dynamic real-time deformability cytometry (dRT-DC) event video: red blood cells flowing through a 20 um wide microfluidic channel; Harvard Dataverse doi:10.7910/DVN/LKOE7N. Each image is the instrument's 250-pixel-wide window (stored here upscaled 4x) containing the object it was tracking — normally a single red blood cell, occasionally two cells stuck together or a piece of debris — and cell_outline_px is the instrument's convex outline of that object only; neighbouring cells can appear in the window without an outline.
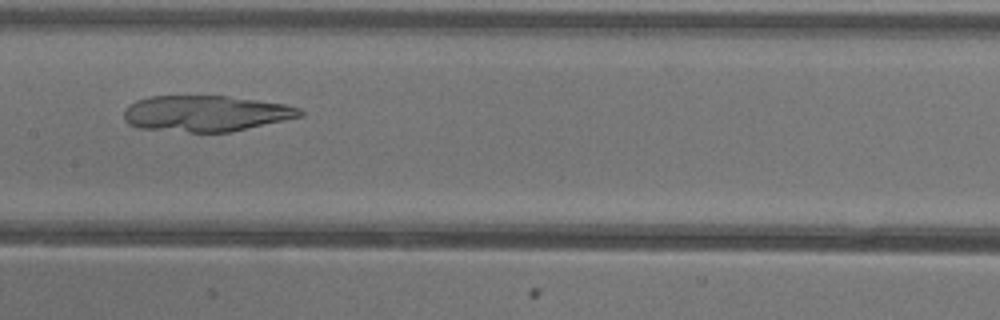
{"species": "common noctule bat (a hibernating species)", "species_latin": "Nyctalus noctula", "temperature_condition": "warm", "stored_images_in_passage": 51, "camera_frame_rate_fps": 3000, "um_per_image_px": 0.085, "animal": {"sex": "female"}, "frame": {"image": 1, "passage_image": 25, "time_ms": 8.0, "image_size_px": [1000, 320], "cell_outline_px": [[304, 116], [228, 132], [188, 132], [140, 128], [128, 124], [124, 120], [124, 112], [128, 104], [136, 100], [148, 96], [228, 96], [284, 104], [300, 108], [304, 112]], "centroid_in_image_um": [17.47, 9.64], "position_along_channel_um": 189.9, "area_um2": 36.88}}
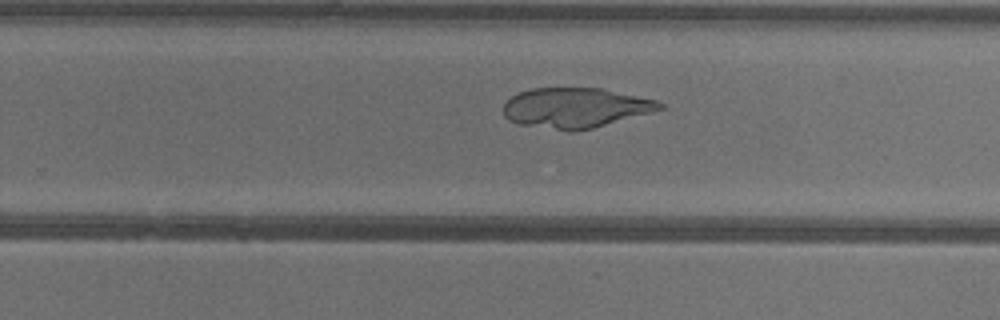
{"frame": {"image": 2, "passage_image": 32, "time_ms": 10.333, "image_size_px": [1000, 320], "cell_outline_px": [[664, 108], [652, 112], [592, 128], [576, 132], [568, 132], [516, 124], [508, 120], [504, 116], [504, 104], [512, 96], [520, 92], [532, 88], [600, 88], [656, 100], [664, 104]], "centroid_in_image_um": [48.88, 9.18], "position_along_channel_um": 280.9, "area_um2": 36.59}}